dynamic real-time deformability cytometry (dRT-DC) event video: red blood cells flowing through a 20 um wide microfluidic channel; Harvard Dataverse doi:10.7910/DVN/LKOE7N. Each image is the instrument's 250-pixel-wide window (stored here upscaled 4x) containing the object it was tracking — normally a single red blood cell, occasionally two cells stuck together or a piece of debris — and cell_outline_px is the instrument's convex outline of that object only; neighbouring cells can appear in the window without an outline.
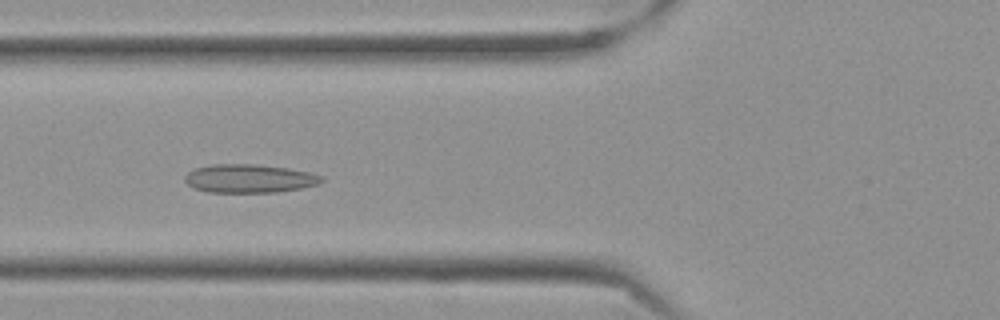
{"species": "Egyptian fruit bat (a non-hibernating species)", "species_latin": "Rousettus aegyptiacus", "temperature_condition": "cold", "stored_images_in_passage": 38, "camera_frame_rate_fps": 3000, "um_per_image_px": 0.085, "frame": {"image": 1, "passage_image": 12, "time_ms": 3.667, "image_size_px": [1000, 320], "cell_outline_px": [[324, 180], [316, 184], [300, 188], [276, 192], [208, 192], [192, 188], [184, 180], [184, 176], [188, 172], [196, 168], [212, 164], [256, 164], [288, 168], [308, 172], [324, 176]], "centroid_in_image_um": [21.16, 15.17], "position_along_channel_um": 104.6, "area_um2": 22.66}}
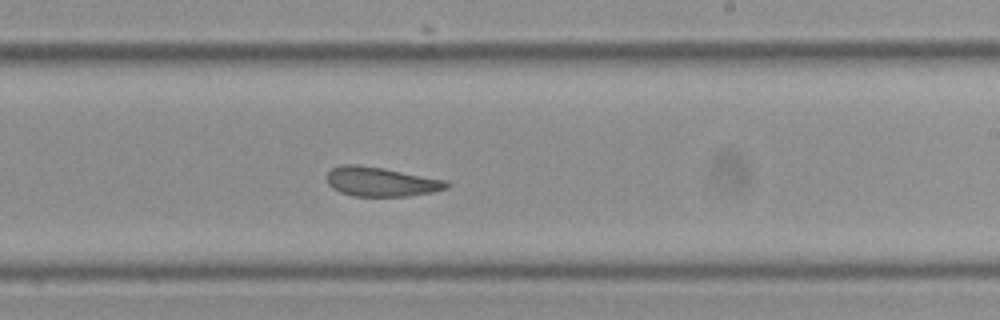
{"frame": {"image": 2, "passage_image": 25, "time_ms": 8.0, "image_size_px": [1000, 320], "cell_outline_px": [[448, 188], [432, 192], [408, 196], [352, 196], [340, 192], [332, 188], [328, 184], [328, 172], [332, 168], [344, 164], [356, 164], [384, 168], [448, 180]], "centroid_in_image_um": [32.4, 15.44], "position_along_channel_um": 256.6, "area_um2": 20.52}}
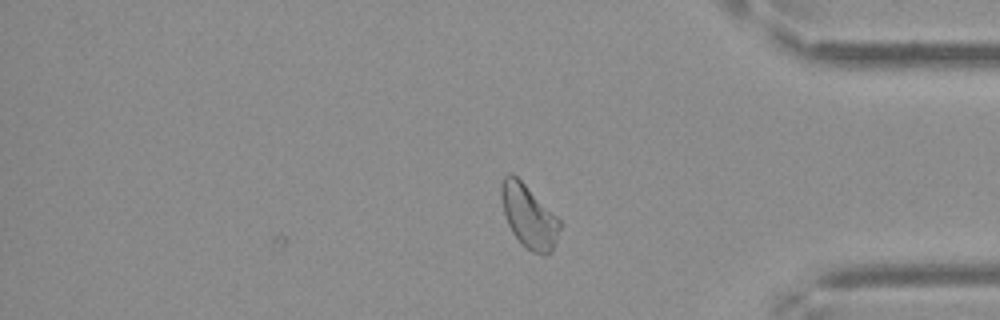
{"frame": {"image": 3, "passage_image": 38, "time_ms": 12.333, "image_size_px": [1000, 320], "cell_outline_px": [[560, 228], [552, 252], [532, 252], [512, 232], [508, 224], [504, 212], [500, 196], [500, 188], [504, 176], [508, 172], [512, 172], [560, 220]], "centroid_in_image_um": [44.92, 18.34], "position_along_channel_um": 390.3, "area_um2": 20.81}, "authors_computed_cell_mechanics": {"area_um2": 21.2993, "velocity_mm_per_s": 3.504, "shape_relaxation_time_tau1_ms": null, "shape_relaxation_time_tau2_ms": 1.9772, "deformation_change_tau1": null, "deformation_change_tau2": 0.0869}}